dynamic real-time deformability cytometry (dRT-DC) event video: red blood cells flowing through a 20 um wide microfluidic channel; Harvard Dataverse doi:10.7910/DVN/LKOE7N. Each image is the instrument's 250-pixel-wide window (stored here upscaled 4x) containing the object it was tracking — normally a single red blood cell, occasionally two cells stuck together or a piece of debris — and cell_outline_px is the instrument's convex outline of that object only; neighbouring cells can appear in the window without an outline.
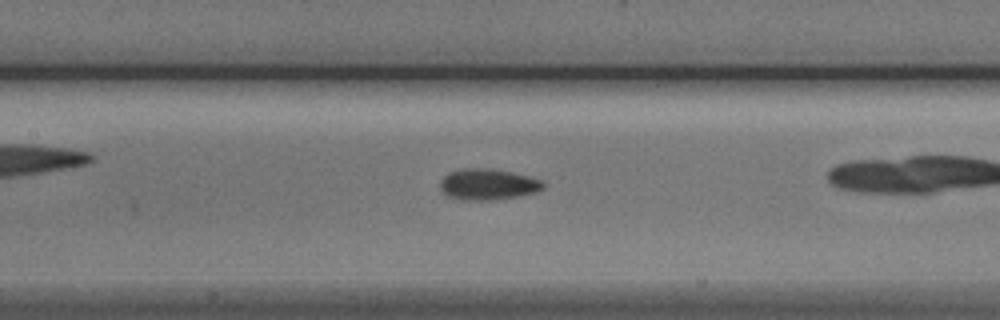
{"species": "Egyptian fruit bat (a non-hibernating species)", "species_latin": "Rousettus aegyptiacus", "temperature_condition": "cold", "stored_images_in_passage": 13, "camera_frame_rate_fps": 3000, "um_per_image_px": 0.085, "animal": {"sex": "male"}, "frame": {"image": 1, "passage_image": 8, "time_ms": 2.333, "image_size_px": [1000, 320], "cell_outline_px": [[548, 184], [544, 188], [536, 192], [520, 196], [492, 200], [460, 200], [448, 196], [440, 188], [440, 180], [448, 172], [464, 168], [488, 168], [512, 172], [544, 180]], "centroid_in_image_um": [41.51, 15.67], "position_along_channel_um": 165.9, "area_um2": 18.96}}
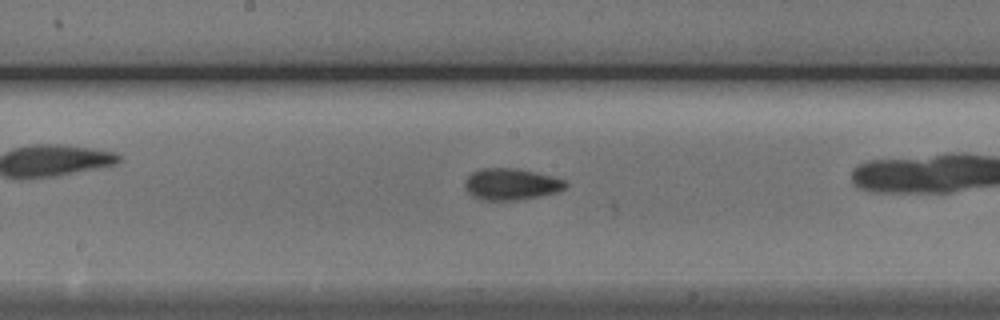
{"frame": {"image": 2, "passage_image": 11, "time_ms": 3.333, "image_size_px": [1000, 320], "cell_outline_px": [[568, 184], [564, 188], [556, 192], [516, 200], [480, 200], [472, 196], [464, 188], [464, 180], [472, 172], [480, 168], [516, 168], [536, 172], [564, 180]], "centroid_in_image_um": [43.38, 15.65], "position_along_channel_um": 204.8, "area_um2": 18.44}}